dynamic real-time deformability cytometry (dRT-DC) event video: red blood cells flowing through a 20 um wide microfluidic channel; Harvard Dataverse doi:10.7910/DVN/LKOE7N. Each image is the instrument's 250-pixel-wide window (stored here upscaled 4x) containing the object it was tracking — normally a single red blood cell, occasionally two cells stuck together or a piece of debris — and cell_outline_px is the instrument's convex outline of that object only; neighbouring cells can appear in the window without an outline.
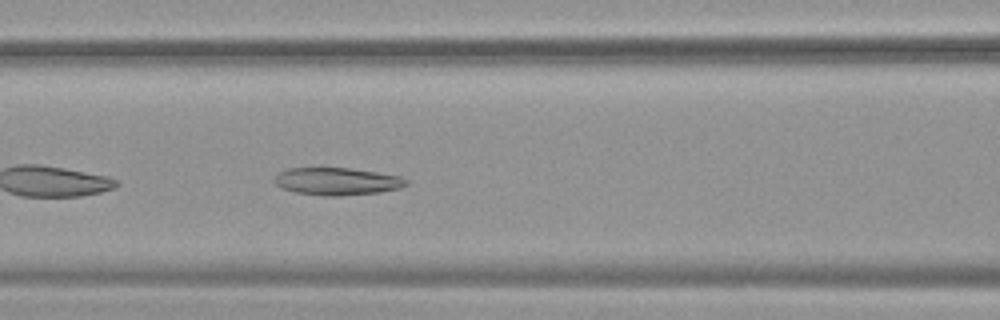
{"species": "common noctule bat (a hibernating species)", "species_latin": "Nyctalus noctula", "temperature_condition": "warm", "stored_images_in_passage": 37, "camera_frame_rate_fps": 3000, "um_per_image_px": 0.085, "animal": {"sex": "female", "body_mass_g": 19.9}, "frame": {"image": 1, "passage_image": 7, "time_ms": 2.0, "image_size_px": [1000, 320], "cell_outline_px": [[408, 184], [400, 188], [380, 192], [336, 196], [324, 196], [296, 192], [280, 188], [276, 184], [276, 176], [280, 172], [288, 168], [352, 168], [400, 176], [408, 180]], "centroid_in_image_um": [28.67, 15.41], "position_along_channel_um": 137.9, "area_um2": 20.98}}
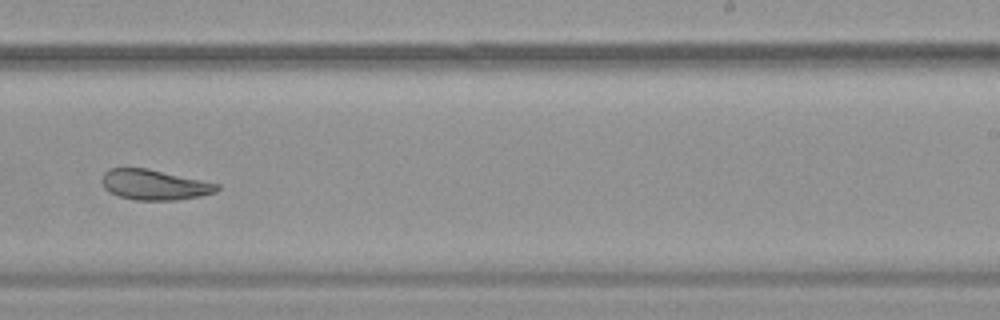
{"frame": {"image": 2, "passage_image": 18, "time_ms": 5.667, "image_size_px": [1000, 320], "cell_outline_px": [[220, 188], [216, 192], [200, 196], [176, 200], [136, 200], [120, 196], [108, 192], [104, 188], [100, 180], [104, 172], [108, 168], [148, 168], [220, 184]], "centroid_in_image_um": [13.1, 15.7], "position_along_channel_um": 275.9, "area_um2": 20.46}}
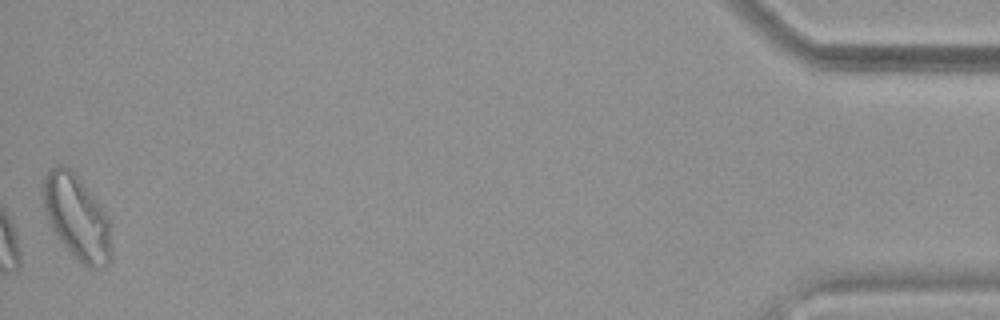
{"frame": {"image": 3, "passage_image": 37, "time_ms": 12.0, "image_size_px": [1000, 320], "cell_outline_px": [[112, 260], [104, 268], [88, 268], [60, 240], [52, 228], [48, 220], [44, 208], [40, 188], [44, 176], [56, 164], [64, 164], [76, 176], [96, 200], [108, 216], [112, 248]], "centroid_in_image_um": [6.53, 18.47], "position_along_channel_um": 428.7, "area_um2": 33.41}, "authors_computed_cell_mechanics": {"area_um2": 21.4438, "velocity_mm_per_s": 3.7763, "shape_relaxation_time_tau1_ms": null, "shape_relaxation_time_tau2_ms": 6.0759, "deformation_change_tau1": null, "deformation_change_tau2": 0.1317}}